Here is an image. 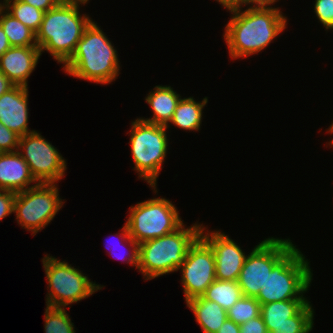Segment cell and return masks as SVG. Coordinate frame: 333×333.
<instances>
[{"label":"cell","instance_id":"1","mask_svg":"<svg viewBox=\"0 0 333 333\" xmlns=\"http://www.w3.org/2000/svg\"><path fill=\"white\" fill-rule=\"evenodd\" d=\"M226 10L232 15L223 40L233 60L258 54L287 28L288 19L279 7Z\"/></svg>","mask_w":333,"mask_h":333},{"label":"cell","instance_id":"2","mask_svg":"<svg viewBox=\"0 0 333 333\" xmlns=\"http://www.w3.org/2000/svg\"><path fill=\"white\" fill-rule=\"evenodd\" d=\"M119 60L114 44L97 22L92 20L85 28L74 53L62 67L67 75L107 85L120 74Z\"/></svg>","mask_w":333,"mask_h":333},{"label":"cell","instance_id":"3","mask_svg":"<svg viewBox=\"0 0 333 333\" xmlns=\"http://www.w3.org/2000/svg\"><path fill=\"white\" fill-rule=\"evenodd\" d=\"M79 4L59 2L45 12L36 32V42L42 52H49L59 64H65L74 53L85 28L93 20L81 14Z\"/></svg>","mask_w":333,"mask_h":333},{"label":"cell","instance_id":"4","mask_svg":"<svg viewBox=\"0 0 333 333\" xmlns=\"http://www.w3.org/2000/svg\"><path fill=\"white\" fill-rule=\"evenodd\" d=\"M202 224L182 225L175 232L139 244L138 270L145 280L177 272L189 248L200 237Z\"/></svg>","mask_w":333,"mask_h":333},{"label":"cell","instance_id":"5","mask_svg":"<svg viewBox=\"0 0 333 333\" xmlns=\"http://www.w3.org/2000/svg\"><path fill=\"white\" fill-rule=\"evenodd\" d=\"M313 273L310 262L296 245L273 267L264 287L255 297L260 304L290 299H307ZM304 296V297H303Z\"/></svg>","mask_w":333,"mask_h":333},{"label":"cell","instance_id":"6","mask_svg":"<svg viewBox=\"0 0 333 333\" xmlns=\"http://www.w3.org/2000/svg\"><path fill=\"white\" fill-rule=\"evenodd\" d=\"M130 147L134 163L133 169L156 194L157 178L168 152L166 126L152 124L136 118L131 122Z\"/></svg>","mask_w":333,"mask_h":333},{"label":"cell","instance_id":"7","mask_svg":"<svg viewBox=\"0 0 333 333\" xmlns=\"http://www.w3.org/2000/svg\"><path fill=\"white\" fill-rule=\"evenodd\" d=\"M42 260L47 281L46 306L66 308L90 297L104 287L92 282L78 268L65 260L46 254Z\"/></svg>","mask_w":333,"mask_h":333},{"label":"cell","instance_id":"8","mask_svg":"<svg viewBox=\"0 0 333 333\" xmlns=\"http://www.w3.org/2000/svg\"><path fill=\"white\" fill-rule=\"evenodd\" d=\"M127 218L129 235L138 244L175 232L184 224L175 204L163 197L130 206Z\"/></svg>","mask_w":333,"mask_h":333},{"label":"cell","instance_id":"9","mask_svg":"<svg viewBox=\"0 0 333 333\" xmlns=\"http://www.w3.org/2000/svg\"><path fill=\"white\" fill-rule=\"evenodd\" d=\"M57 183H39L25 191L16 193L13 213L17 223L36 235L44 229L63 207Z\"/></svg>","mask_w":333,"mask_h":333},{"label":"cell","instance_id":"10","mask_svg":"<svg viewBox=\"0 0 333 333\" xmlns=\"http://www.w3.org/2000/svg\"><path fill=\"white\" fill-rule=\"evenodd\" d=\"M294 246L289 238L269 237L258 243L247 255L238 278L243 296L256 297L273 267Z\"/></svg>","mask_w":333,"mask_h":333},{"label":"cell","instance_id":"11","mask_svg":"<svg viewBox=\"0 0 333 333\" xmlns=\"http://www.w3.org/2000/svg\"><path fill=\"white\" fill-rule=\"evenodd\" d=\"M18 152L38 183H57L65 176L66 159L39 131L20 136Z\"/></svg>","mask_w":333,"mask_h":333},{"label":"cell","instance_id":"12","mask_svg":"<svg viewBox=\"0 0 333 333\" xmlns=\"http://www.w3.org/2000/svg\"><path fill=\"white\" fill-rule=\"evenodd\" d=\"M178 270L182 273L185 302L201 296L216 279L214 253L201 237L189 248Z\"/></svg>","mask_w":333,"mask_h":333},{"label":"cell","instance_id":"13","mask_svg":"<svg viewBox=\"0 0 333 333\" xmlns=\"http://www.w3.org/2000/svg\"><path fill=\"white\" fill-rule=\"evenodd\" d=\"M200 237L214 253L216 279L238 281L240 271L247 257L246 252L224 232L207 230V226L204 225L201 228Z\"/></svg>","mask_w":333,"mask_h":333},{"label":"cell","instance_id":"14","mask_svg":"<svg viewBox=\"0 0 333 333\" xmlns=\"http://www.w3.org/2000/svg\"><path fill=\"white\" fill-rule=\"evenodd\" d=\"M28 87L15 85L0 96V122L23 136L36 130L28 128Z\"/></svg>","mask_w":333,"mask_h":333},{"label":"cell","instance_id":"15","mask_svg":"<svg viewBox=\"0 0 333 333\" xmlns=\"http://www.w3.org/2000/svg\"><path fill=\"white\" fill-rule=\"evenodd\" d=\"M41 55L39 47H11L0 57V71L14 85L28 87Z\"/></svg>","mask_w":333,"mask_h":333},{"label":"cell","instance_id":"16","mask_svg":"<svg viewBox=\"0 0 333 333\" xmlns=\"http://www.w3.org/2000/svg\"><path fill=\"white\" fill-rule=\"evenodd\" d=\"M38 184L18 151L0 153V190L17 193Z\"/></svg>","mask_w":333,"mask_h":333},{"label":"cell","instance_id":"17","mask_svg":"<svg viewBox=\"0 0 333 333\" xmlns=\"http://www.w3.org/2000/svg\"><path fill=\"white\" fill-rule=\"evenodd\" d=\"M181 99L173 87L168 85H156L145 97L153 114L150 118H139L145 122L166 126L171 120L176 106Z\"/></svg>","mask_w":333,"mask_h":333},{"label":"cell","instance_id":"18","mask_svg":"<svg viewBox=\"0 0 333 333\" xmlns=\"http://www.w3.org/2000/svg\"><path fill=\"white\" fill-rule=\"evenodd\" d=\"M186 306L193 312L195 320L203 333H217L227 319V311L216 302L201 296L186 301Z\"/></svg>","mask_w":333,"mask_h":333},{"label":"cell","instance_id":"19","mask_svg":"<svg viewBox=\"0 0 333 333\" xmlns=\"http://www.w3.org/2000/svg\"><path fill=\"white\" fill-rule=\"evenodd\" d=\"M208 103V97L202 101H196L193 97L182 98L179 100L175 112L166 125L170 128V123L174 126L187 131H200L203 108Z\"/></svg>","mask_w":333,"mask_h":333},{"label":"cell","instance_id":"20","mask_svg":"<svg viewBox=\"0 0 333 333\" xmlns=\"http://www.w3.org/2000/svg\"><path fill=\"white\" fill-rule=\"evenodd\" d=\"M308 302V299H290L262 304L260 315L267 327L268 333L272 331V326H279L287 322H292V317L295 316Z\"/></svg>","mask_w":333,"mask_h":333},{"label":"cell","instance_id":"21","mask_svg":"<svg viewBox=\"0 0 333 333\" xmlns=\"http://www.w3.org/2000/svg\"><path fill=\"white\" fill-rule=\"evenodd\" d=\"M0 25L8 37L11 47H38L36 33L4 8L0 11Z\"/></svg>","mask_w":333,"mask_h":333},{"label":"cell","instance_id":"22","mask_svg":"<svg viewBox=\"0 0 333 333\" xmlns=\"http://www.w3.org/2000/svg\"><path fill=\"white\" fill-rule=\"evenodd\" d=\"M243 293L238 281L218 280L215 279L207 290L201 295L202 298L216 302L224 310L232 307Z\"/></svg>","mask_w":333,"mask_h":333},{"label":"cell","instance_id":"23","mask_svg":"<svg viewBox=\"0 0 333 333\" xmlns=\"http://www.w3.org/2000/svg\"><path fill=\"white\" fill-rule=\"evenodd\" d=\"M4 9L35 33L39 30L45 12L19 0H3Z\"/></svg>","mask_w":333,"mask_h":333},{"label":"cell","instance_id":"24","mask_svg":"<svg viewBox=\"0 0 333 333\" xmlns=\"http://www.w3.org/2000/svg\"><path fill=\"white\" fill-rule=\"evenodd\" d=\"M314 309L309 301L295 316L292 322L272 326L270 333H309L314 327Z\"/></svg>","mask_w":333,"mask_h":333},{"label":"cell","instance_id":"25","mask_svg":"<svg viewBox=\"0 0 333 333\" xmlns=\"http://www.w3.org/2000/svg\"><path fill=\"white\" fill-rule=\"evenodd\" d=\"M66 308L46 306L44 314L45 333H75L74 323L71 321Z\"/></svg>","mask_w":333,"mask_h":333},{"label":"cell","instance_id":"26","mask_svg":"<svg viewBox=\"0 0 333 333\" xmlns=\"http://www.w3.org/2000/svg\"><path fill=\"white\" fill-rule=\"evenodd\" d=\"M120 230H121L120 233L112 235V236L117 237V239H118V236H119V239H118V243H117V241H116V243H114L112 241L114 243L113 246H111V247L107 246L108 251H110L108 253L116 259H120L121 261L126 262L127 264L129 263L130 266L138 268L139 244L130 237L129 230H128V227H127L126 223L123 225L122 229H120ZM126 243L128 244L127 246L129 247L128 248L129 250L127 249V253L118 252V253H121V254H118L117 252H115V251H117V249H116L117 245L119 246V248H124V250H125L124 245ZM125 254L127 256H125Z\"/></svg>","mask_w":333,"mask_h":333},{"label":"cell","instance_id":"27","mask_svg":"<svg viewBox=\"0 0 333 333\" xmlns=\"http://www.w3.org/2000/svg\"><path fill=\"white\" fill-rule=\"evenodd\" d=\"M261 304L255 297L242 296L227 310V318L236 324H242L260 316Z\"/></svg>","mask_w":333,"mask_h":333},{"label":"cell","instance_id":"28","mask_svg":"<svg viewBox=\"0 0 333 333\" xmlns=\"http://www.w3.org/2000/svg\"><path fill=\"white\" fill-rule=\"evenodd\" d=\"M313 10L325 31H333V0H315Z\"/></svg>","mask_w":333,"mask_h":333},{"label":"cell","instance_id":"29","mask_svg":"<svg viewBox=\"0 0 333 333\" xmlns=\"http://www.w3.org/2000/svg\"><path fill=\"white\" fill-rule=\"evenodd\" d=\"M20 135L0 122V152H15L19 148Z\"/></svg>","mask_w":333,"mask_h":333},{"label":"cell","instance_id":"30","mask_svg":"<svg viewBox=\"0 0 333 333\" xmlns=\"http://www.w3.org/2000/svg\"><path fill=\"white\" fill-rule=\"evenodd\" d=\"M16 193L9 190H0V221L13 214V204Z\"/></svg>","mask_w":333,"mask_h":333},{"label":"cell","instance_id":"31","mask_svg":"<svg viewBox=\"0 0 333 333\" xmlns=\"http://www.w3.org/2000/svg\"><path fill=\"white\" fill-rule=\"evenodd\" d=\"M278 1L279 0H235V2L228 9L243 10L242 8L246 6L247 9L270 8L273 4H275V2Z\"/></svg>","mask_w":333,"mask_h":333},{"label":"cell","instance_id":"32","mask_svg":"<svg viewBox=\"0 0 333 333\" xmlns=\"http://www.w3.org/2000/svg\"><path fill=\"white\" fill-rule=\"evenodd\" d=\"M240 333H268V331L262 316L260 315L240 324Z\"/></svg>","mask_w":333,"mask_h":333},{"label":"cell","instance_id":"33","mask_svg":"<svg viewBox=\"0 0 333 333\" xmlns=\"http://www.w3.org/2000/svg\"><path fill=\"white\" fill-rule=\"evenodd\" d=\"M24 3L30 4L35 8H38L44 12L54 8L58 3L59 0H19Z\"/></svg>","mask_w":333,"mask_h":333},{"label":"cell","instance_id":"34","mask_svg":"<svg viewBox=\"0 0 333 333\" xmlns=\"http://www.w3.org/2000/svg\"><path fill=\"white\" fill-rule=\"evenodd\" d=\"M217 333H240V325L227 318Z\"/></svg>","mask_w":333,"mask_h":333},{"label":"cell","instance_id":"35","mask_svg":"<svg viewBox=\"0 0 333 333\" xmlns=\"http://www.w3.org/2000/svg\"><path fill=\"white\" fill-rule=\"evenodd\" d=\"M15 85L0 71V96L9 91Z\"/></svg>","mask_w":333,"mask_h":333},{"label":"cell","instance_id":"36","mask_svg":"<svg viewBox=\"0 0 333 333\" xmlns=\"http://www.w3.org/2000/svg\"><path fill=\"white\" fill-rule=\"evenodd\" d=\"M11 45L9 43L8 37L6 36L5 32L3 31L0 25V57L9 49Z\"/></svg>","mask_w":333,"mask_h":333},{"label":"cell","instance_id":"37","mask_svg":"<svg viewBox=\"0 0 333 333\" xmlns=\"http://www.w3.org/2000/svg\"><path fill=\"white\" fill-rule=\"evenodd\" d=\"M62 3H70V4H81V6L87 4L89 0H59Z\"/></svg>","mask_w":333,"mask_h":333},{"label":"cell","instance_id":"38","mask_svg":"<svg viewBox=\"0 0 333 333\" xmlns=\"http://www.w3.org/2000/svg\"><path fill=\"white\" fill-rule=\"evenodd\" d=\"M216 1L226 9H228L235 2V0H216Z\"/></svg>","mask_w":333,"mask_h":333},{"label":"cell","instance_id":"39","mask_svg":"<svg viewBox=\"0 0 333 333\" xmlns=\"http://www.w3.org/2000/svg\"><path fill=\"white\" fill-rule=\"evenodd\" d=\"M327 132L329 134H332L333 133V128H327ZM329 146H332L333 147V139L331 141L328 142Z\"/></svg>","mask_w":333,"mask_h":333},{"label":"cell","instance_id":"40","mask_svg":"<svg viewBox=\"0 0 333 333\" xmlns=\"http://www.w3.org/2000/svg\"><path fill=\"white\" fill-rule=\"evenodd\" d=\"M4 1L0 0V11L4 8V3H2Z\"/></svg>","mask_w":333,"mask_h":333}]
</instances>
